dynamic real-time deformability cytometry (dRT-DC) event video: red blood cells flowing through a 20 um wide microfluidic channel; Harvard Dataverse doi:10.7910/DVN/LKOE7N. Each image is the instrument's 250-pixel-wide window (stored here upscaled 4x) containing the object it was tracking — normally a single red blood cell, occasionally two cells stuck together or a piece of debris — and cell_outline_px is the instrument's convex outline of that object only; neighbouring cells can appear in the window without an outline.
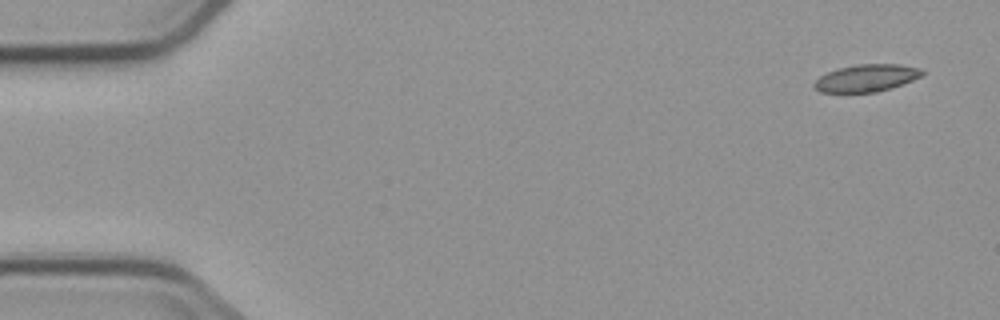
{"species": "common noctule bat (a hibernating species)", "species_latin": "Nyctalus noctula", "temperature_condition": "cold", "stored_images_in_passage": 5, "camera_frame_rate_fps": 3000, "um_per_image_px": 0.085, "animal": {"sex": "male", "body_mass_g": 23.1, "forearm_length_mm": 52.7}, "frame": {"image": 1, "passage_image": 1, "time_ms": 0.0, "image_size_px": [1000, 320], "cell_outline_px": [[924, 72], [920, 76], [904, 84], [892, 88], [876, 92], [820, 92], [812, 84], [820, 76], [828, 72], [840, 68], [856, 64], [900, 64], [920, 68]], "centroid_in_image_um": [73.66, 6.63], "position_along_channel_um": 11.3, "area_um2": 17.05}}
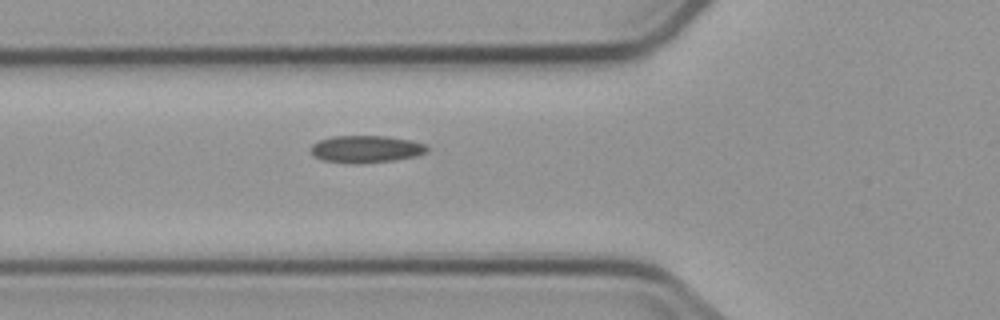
{"frame": {"image": 2, "passage_image": 5, "time_ms": 5.667, "image_size_px": [1000, 320], "cell_outline_px": [[428, 152], [416, 156], [396, 160], [356, 164], [324, 160], [316, 156], [312, 152], [312, 144], [320, 140], [332, 136], [388, 136], [408, 140], [424, 144], [428, 148]], "centroid_in_image_um": [31.14, 12.67], "position_along_channel_um": 94.7, "area_um2": 18.26}}